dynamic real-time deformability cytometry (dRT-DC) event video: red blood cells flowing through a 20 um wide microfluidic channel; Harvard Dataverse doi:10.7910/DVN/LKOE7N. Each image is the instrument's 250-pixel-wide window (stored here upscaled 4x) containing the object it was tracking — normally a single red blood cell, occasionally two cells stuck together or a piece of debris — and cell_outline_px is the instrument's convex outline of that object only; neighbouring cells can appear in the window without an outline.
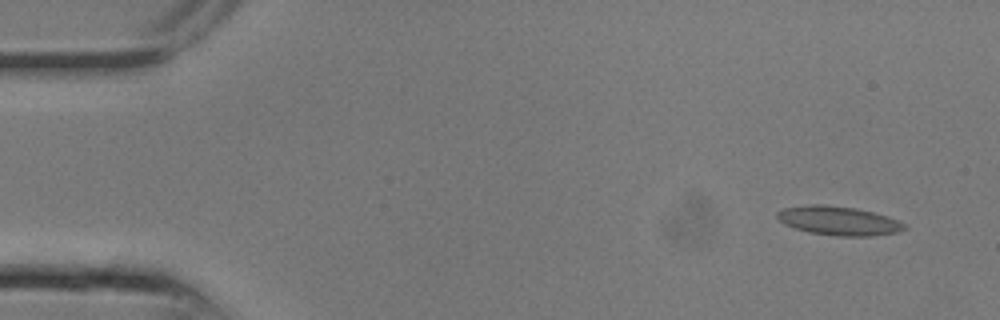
{"species": "common noctule bat (a hibernating species)", "species_latin": "Nyctalus noctula", "temperature_condition": "room temperature", "stored_images_in_passage": 9, "camera_frame_rate_fps": 3000, "um_per_image_px": 0.085, "animal": {"sex": "male", "body_mass_g": 13.3}, "frame": {"image": 1, "passage_image": 2, "time_ms": 0.333, "image_size_px": [1000, 320], "cell_outline_px": [[908, 228], [900, 232], [872, 236], [836, 236], [808, 232], [784, 224], [776, 216], [776, 212], [784, 208], [808, 204], [824, 204], [856, 208], [888, 216], [904, 224]], "centroid_in_image_um": [71.29, 18.76], "position_along_channel_um": 13.7, "area_um2": 21.56}}
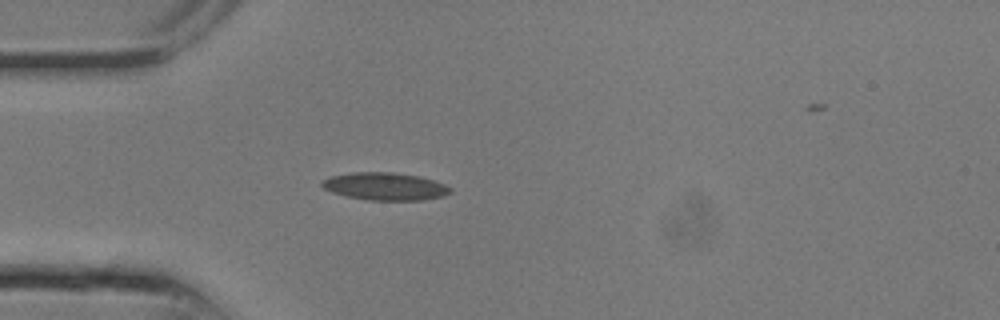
{"frame": {"image": 2, "passage_image": 7, "time_ms": 2.0, "image_size_px": [1000, 320], "cell_outline_px": [[452, 192], [444, 196], [424, 200], [368, 200], [344, 196], [332, 192], [324, 188], [320, 184], [320, 180], [328, 176], [352, 172], [392, 172], [420, 176], [444, 184], [452, 188]], "centroid_in_image_um": [32.7, 15.84], "position_along_channel_um": 52.3, "area_um2": 20.92}}
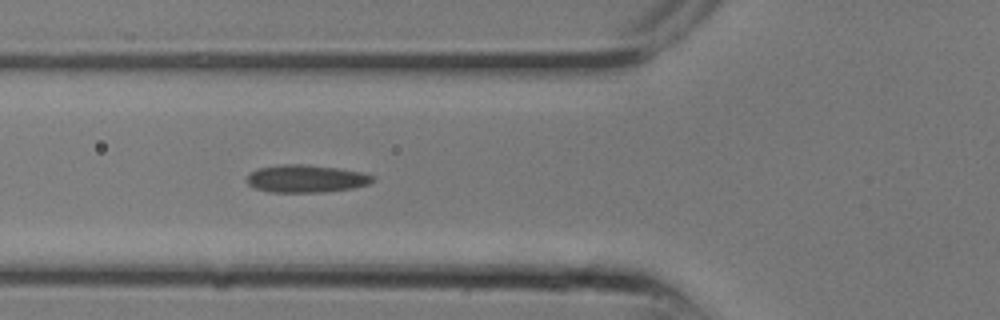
{"frame": {"image": 3, "passage_image": 9, "time_ms": 2.667, "image_size_px": [1000, 320], "cell_outline_px": [[376, 180], [368, 184], [356, 188], [328, 192], [268, 192], [256, 188], [248, 184], [244, 180], [248, 172], [256, 168], [284, 164], [304, 164], [336, 168], [364, 172], [376, 176]], "centroid_in_image_um": [26.02, 15.19], "position_along_channel_um": 99.8, "area_um2": 20.75}}